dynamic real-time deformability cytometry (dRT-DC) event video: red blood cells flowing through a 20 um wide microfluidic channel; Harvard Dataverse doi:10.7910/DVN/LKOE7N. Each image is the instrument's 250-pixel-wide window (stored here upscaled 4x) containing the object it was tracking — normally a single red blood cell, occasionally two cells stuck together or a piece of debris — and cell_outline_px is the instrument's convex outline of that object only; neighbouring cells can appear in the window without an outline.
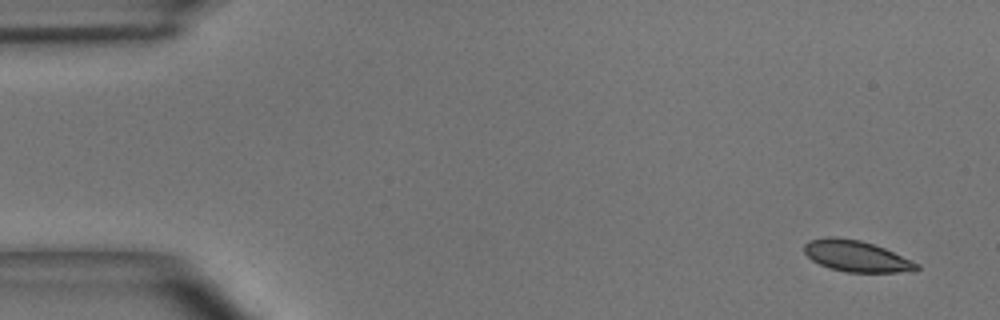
{"species": "common noctule bat (a hibernating species)", "species_latin": "Nyctalus noctula", "temperature_condition": "room temperature", "stored_images_in_passage": 10, "camera_frame_rate_fps": 3000, "um_per_image_px": 0.085, "animal": {"sex": "male", "body_mass_g": 15.6}, "frame": {"image": 1, "passage_image": 1, "time_ms": 0.0, "image_size_px": [1000, 320], "cell_outline_px": [[920, 268], [916, 272], [844, 272], [828, 268], [812, 260], [804, 252], [804, 244], [808, 240], [824, 236], [832, 236], [860, 240], [884, 248], [912, 260], [920, 264]], "centroid_in_image_um": [72.8, 21.77], "position_along_channel_um": 12.2, "area_um2": 20.69}}